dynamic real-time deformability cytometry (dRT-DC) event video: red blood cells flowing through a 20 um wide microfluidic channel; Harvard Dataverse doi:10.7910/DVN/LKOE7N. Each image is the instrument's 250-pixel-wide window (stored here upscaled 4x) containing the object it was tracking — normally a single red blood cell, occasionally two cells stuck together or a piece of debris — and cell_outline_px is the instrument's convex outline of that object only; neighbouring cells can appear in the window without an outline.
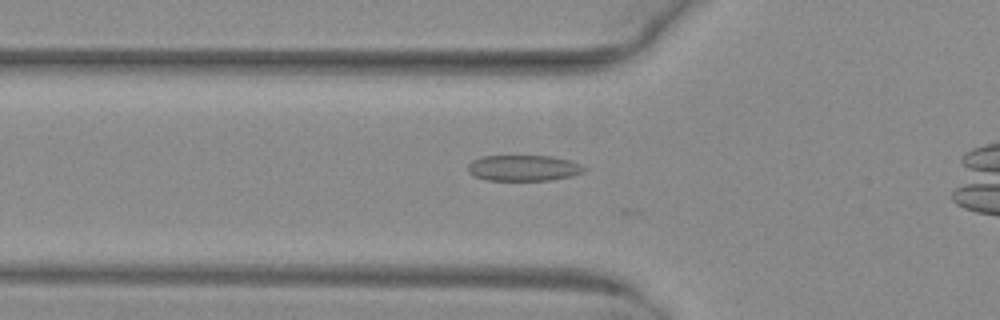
{"species": "common noctule bat (a hibernating species)", "species_latin": "Nyctalus noctula", "temperature_condition": "warm", "stored_images_in_passage": 6, "camera_frame_rate_fps": 3000, "um_per_image_px": 0.085, "animal": {"sex": "female", "body_mass_g": 29.2, "forearm_length_mm": 56.3}, "frame": {"image": 1, "passage_image": 4, "time_ms": 1.0, "image_size_px": [1000, 320], "cell_outline_px": [[588, 168], [584, 172], [572, 176], [548, 180], [484, 180], [468, 172], [468, 164], [472, 160], [480, 156], [552, 156], [572, 160]], "centroid_in_image_um": [44.52, 14.27], "position_along_channel_um": 81.3, "area_um2": 17.69}}